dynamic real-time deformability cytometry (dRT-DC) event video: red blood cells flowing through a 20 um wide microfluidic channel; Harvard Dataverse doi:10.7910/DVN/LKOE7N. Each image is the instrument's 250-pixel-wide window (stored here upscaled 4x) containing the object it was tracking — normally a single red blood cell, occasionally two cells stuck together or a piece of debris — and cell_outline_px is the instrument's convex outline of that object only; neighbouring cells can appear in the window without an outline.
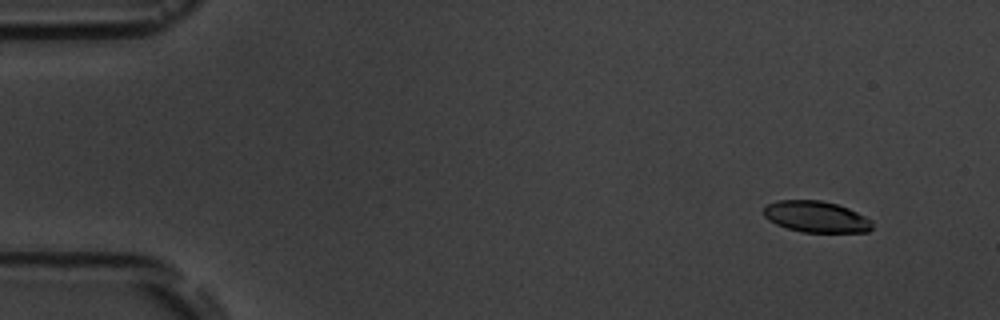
{"species": "common noctule bat (a hibernating species)", "species_latin": "Nyctalus noctula", "temperature_condition": "room temperature", "stored_images_in_passage": 6, "segment_of_instrument_passage": [2, 2], "camera_frame_rate_fps": 3000, "um_per_image_px": 0.085, "animal": {"sex": "male", "body_mass_g": 19.5, "forearm_length_mm": 54.6}, "frame": {"image": 1, "passage_image": 6, "time_ms": 6.667, "image_size_px": [1000, 320], "cell_outline_px": [[872, 228], [868, 232], [804, 232], [788, 228], [776, 224], [768, 220], [764, 216], [764, 208], [768, 204], [780, 200], [820, 200], [836, 204], [848, 208], [872, 220]], "centroid_in_image_um": [69.38, 18.42], "position_along_channel_um": 15.6, "area_um2": 19.65}}